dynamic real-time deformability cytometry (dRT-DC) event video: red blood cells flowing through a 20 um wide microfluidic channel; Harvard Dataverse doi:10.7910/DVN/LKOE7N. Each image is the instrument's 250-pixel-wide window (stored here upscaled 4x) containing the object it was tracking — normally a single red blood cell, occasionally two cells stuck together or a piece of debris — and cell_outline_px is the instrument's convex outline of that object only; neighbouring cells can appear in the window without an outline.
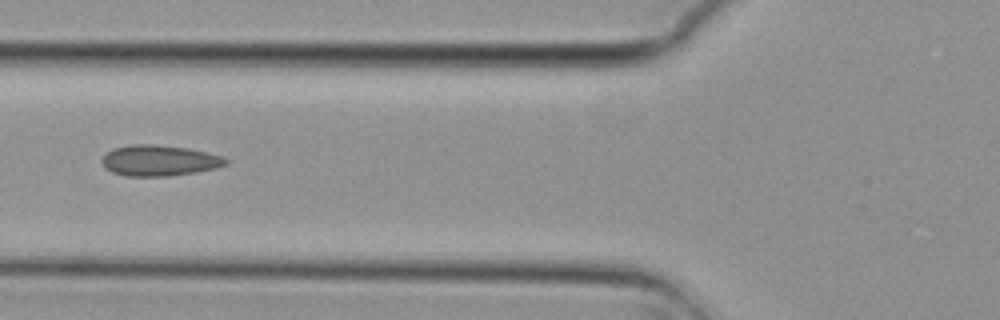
{"species": "common noctule bat (a hibernating species)", "species_latin": "Nyctalus noctula", "temperature_condition": "cold", "stored_images_in_passage": 4, "camera_frame_rate_fps": 3000, "um_per_image_px": 0.085, "animal": {"sex": "female", "body_mass_g": 29.2, "forearm_length_mm": 56.3}, "frame": {"image": 1, "passage_image": 4, "time_ms": 1.0, "image_size_px": [1000, 320], "cell_outline_px": [[228, 164], [216, 168], [196, 172], [168, 176], [124, 176], [112, 172], [104, 168], [100, 160], [112, 148], [128, 144], [152, 144], [188, 148], [220, 156], [228, 160]], "centroid_in_image_um": [13.48, 13.65], "position_along_channel_um": 112.3, "area_um2": 22.31}}